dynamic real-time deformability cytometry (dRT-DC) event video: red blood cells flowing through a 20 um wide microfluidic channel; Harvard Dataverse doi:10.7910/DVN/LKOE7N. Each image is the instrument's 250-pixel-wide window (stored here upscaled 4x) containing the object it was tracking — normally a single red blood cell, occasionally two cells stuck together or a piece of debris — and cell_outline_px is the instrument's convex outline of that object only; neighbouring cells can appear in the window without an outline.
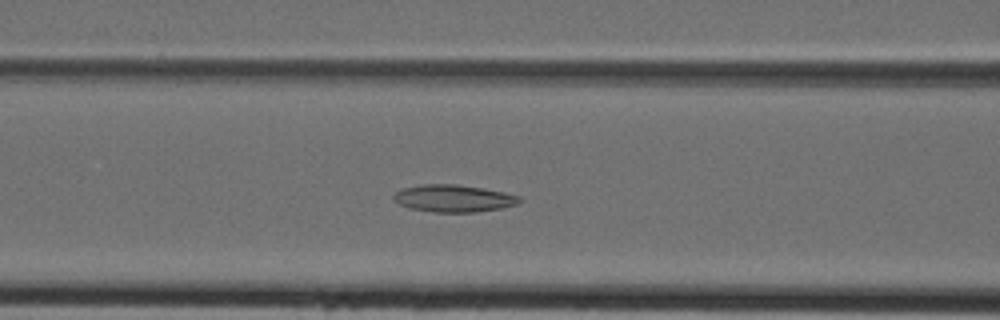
{"species": "Egyptian fruit bat (a non-hibernating species)", "species_latin": "Rousettus aegyptiacus", "temperature_condition": "cold", "stored_images_in_passage": 43, "camera_frame_rate_fps": 3000, "um_per_image_px": 0.085, "animal": {"sex": "female"}, "frame": {"image": 1, "passage_image": 18, "time_ms": 5.667, "image_size_px": [1000, 320], "cell_outline_px": [[524, 200], [520, 204], [500, 208], [476, 212], [432, 212], [408, 208], [392, 200], [392, 196], [400, 188], [424, 184], [456, 184], [504, 192], [520, 196]], "centroid_in_image_um": [38.55, 16.86], "position_along_channel_um": 128.1, "area_um2": 20.17}}
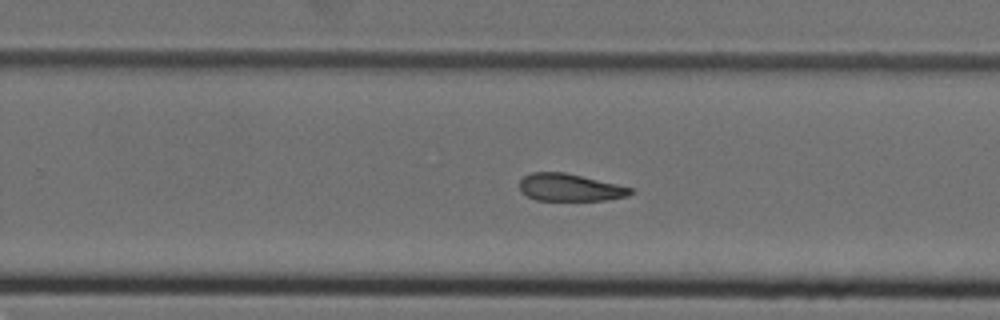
{"frame": {"image": 2, "passage_image": 28, "time_ms": 9.0, "image_size_px": [1000, 320], "cell_outline_px": [[632, 192], [628, 196], [604, 200], [536, 200], [520, 192], [520, 180], [524, 176], [532, 172], [564, 172], [616, 184], [632, 188]], "centroid_in_image_um": [48.4, 15.93], "position_along_channel_um": 281.4, "area_um2": 17.51}}
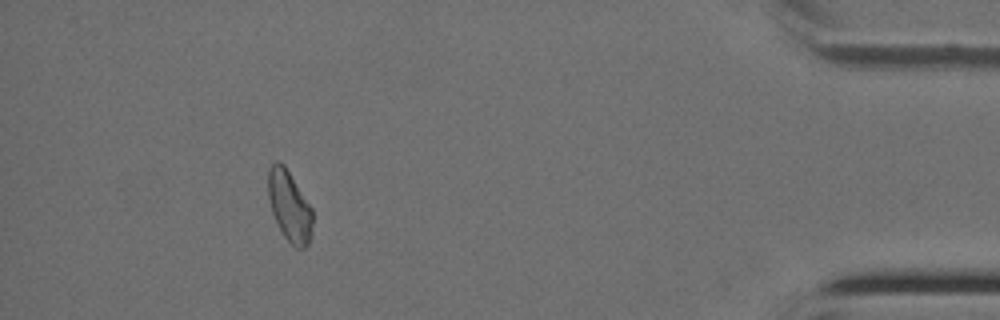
{"frame": {"image": 3, "passage_image": 40, "time_ms": 13.0, "image_size_px": [1000, 320], "cell_outline_px": [[312, 232], [308, 244], [304, 248], [296, 248], [284, 236], [272, 212], [268, 196], [268, 168], [276, 160], [284, 164], [312, 208]], "centroid_in_image_um": [24.6, 17.5], "position_along_channel_um": 410.6, "area_um2": 18.15}}